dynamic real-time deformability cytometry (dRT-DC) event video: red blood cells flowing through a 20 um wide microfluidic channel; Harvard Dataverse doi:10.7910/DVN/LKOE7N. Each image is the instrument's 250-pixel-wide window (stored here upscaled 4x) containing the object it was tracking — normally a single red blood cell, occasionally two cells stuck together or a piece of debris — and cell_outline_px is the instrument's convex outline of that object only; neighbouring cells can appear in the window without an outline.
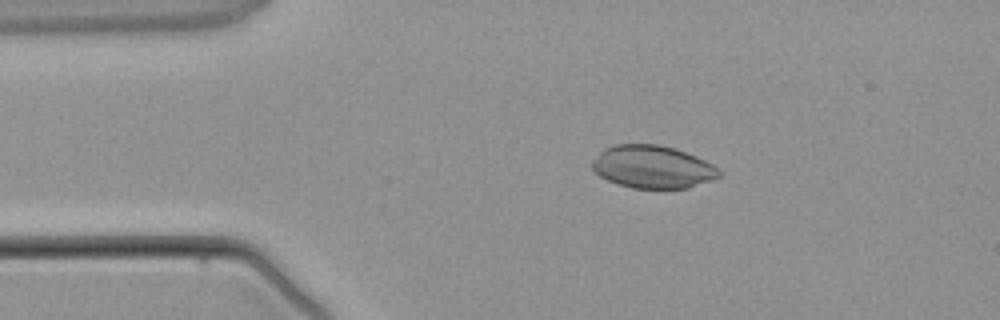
{"species": "common noctule bat (a hibernating species)", "species_latin": "Nyctalus noctula", "temperature_condition": "warm", "stored_images_in_passage": 4, "camera_frame_rate_fps": 3000, "um_per_image_px": 0.085, "animal": {"sex": "male", "body_mass_g": 21.5, "forearm_length_mm": 52.0}, "frame": {"image": 1, "passage_image": 3, "time_ms": 2.333, "image_size_px": [1000, 320], "cell_outline_px": [[720, 176], [712, 180], [688, 188], [632, 188], [608, 180], [600, 176], [592, 168], [592, 160], [604, 148], [616, 144], [660, 144], [696, 156], [712, 164], [720, 172]], "centroid_in_image_um": [55.46, 14.18], "position_along_channel_um": 29.5, "area_um2": 31.39}}